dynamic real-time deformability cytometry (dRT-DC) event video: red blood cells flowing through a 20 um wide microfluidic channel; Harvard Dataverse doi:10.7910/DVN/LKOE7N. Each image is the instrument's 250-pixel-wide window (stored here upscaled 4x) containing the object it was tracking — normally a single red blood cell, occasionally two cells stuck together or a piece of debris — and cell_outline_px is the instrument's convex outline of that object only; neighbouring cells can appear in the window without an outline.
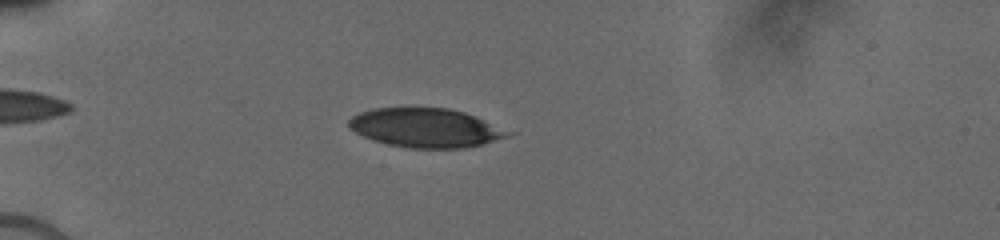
{"species": "human", "species_latin": "Homo sapiens", "temperature_condition": "cold", "stored_images_in_passage": 38, "camera_frame_rate_fps": 3000, "um_per_image_px": 0.085, "donor": {"sex": "male"}, "frame": {"image": 1, "passage_image": 11, "time_ms": 4.667, "image_size_px": [1000, 240], "cell_outline_px": [[512, 132], [508, 136], [484, 144], [464, 148], [408, 148], [388, 144], [364, 136], [348, 128], [348, 120], [352, 116], [360, 112], [372, 108], [448, 108], [464, 112]], "centroid_in_image_um": [36.15, 10.87], "position_along_channel_um": 48.9, "area_um2": 35.89}}
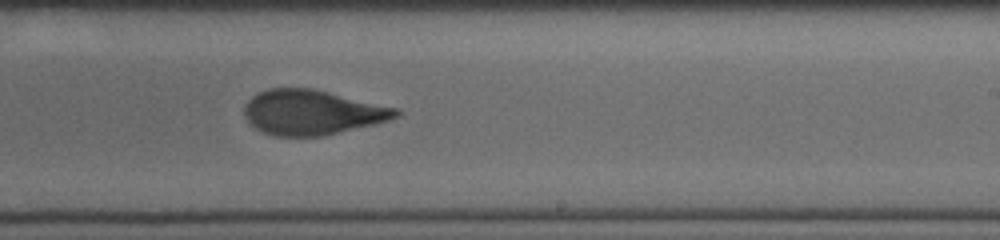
{"frame": {"image": 2, "passage_image": 25, "time_ms": 10.667, "image_size_px": [1000, 240], "cell_outline_px": [[400, 116], [376, 124], [320, 136], [272, 136], [256, 128], [248, 120], [244, 112], [244, 108], [248, 100], [252, 96], [268, 88], [312, 88], [400, 108]], "centroid_in_image_um": [26.57, 9.54], "position_along_channel_um": 262.4, "area_um2": 39.59}}
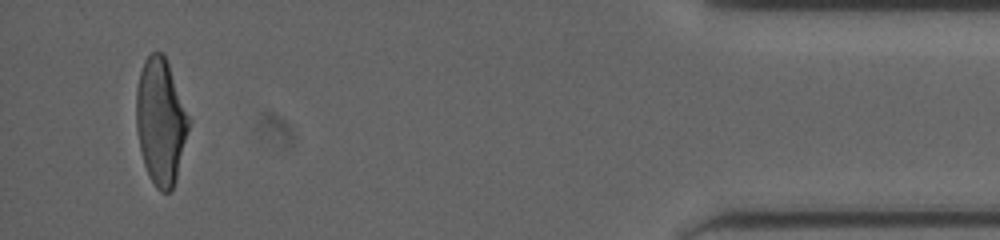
{"frame": {"image": 3, "passage_image": 37, "time_ms": 16.0, "image_size_px": [1000, 240], "cell_outline_px": [[192, 120], [176, 180], [172, 188], [168, 192], [160, 192], [156, 188], [148, 176], [144, 164], [140, 148], [136, 128], [136, 88], [140, 72], [144, 60], [152, 52], [164, 52]], "centroid_in_image_um": [13.68, 10.31], "position_along_channel_um": 421.5, "area_um2": 39.3}}